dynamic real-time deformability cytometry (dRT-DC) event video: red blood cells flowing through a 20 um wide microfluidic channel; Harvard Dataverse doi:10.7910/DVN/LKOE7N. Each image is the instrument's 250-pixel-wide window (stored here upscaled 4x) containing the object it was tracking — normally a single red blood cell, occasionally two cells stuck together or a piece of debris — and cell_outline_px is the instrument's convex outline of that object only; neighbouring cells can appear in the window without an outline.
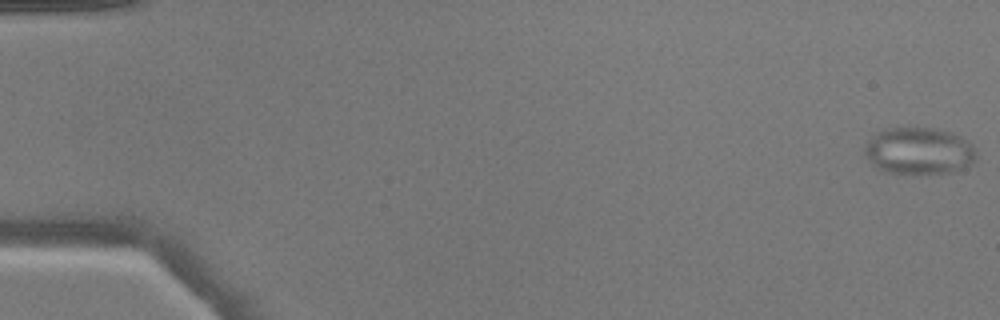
{"species": "common noctule bat (a hibernating species)", "species_latin": "Nyctalus noctula", "temperature_condition": "warm", "stored_images_in_passage": 51, "camera_frame_rate_fps": 3000, "um_per_image_px": 0.085, "animal": {"sex": "male", "body_mass_g": 17.9}, "frame": {"image": 1, "passage_image": 1, "time_ms": 0.0, "image_size_px": [1000, 320], "cell_outline_px": [[976, 160], [972, 164], [964, 168], [952, 172], [884, 172], [876, 168], [872, 164], [864, 152], [864, 148], [868, 140], [876, 132], [884, 128], [928, 128], [952, 132], [960, 136], [972, 144], [976, 152]], "centroid_in_image_um": [78.11, 12.81], "position_along_channel_um": 6.9, "area_um2": 30.35}}
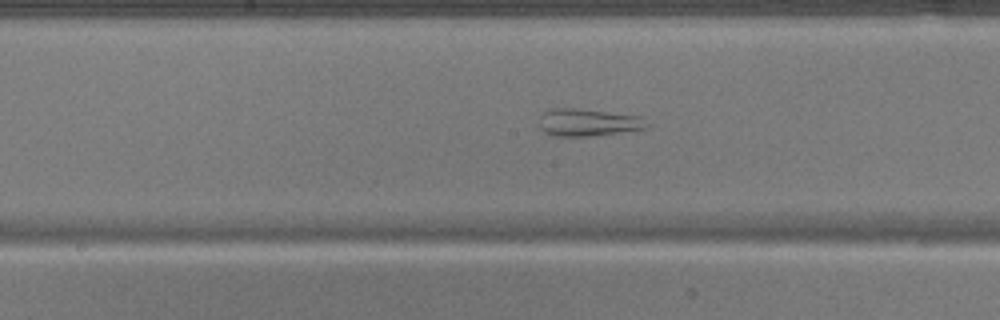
{"frame": {"image": 2, "passage_image": 27, "time_ms": 8.667, "image_size_px": [1000, 320], "cell_outline_px": [[648, 128], [588, 136], [548, 136], [540, 128], [540, 116], [544, 112], [552, 108], [576, 108], [640, 116]], "centroid_in_image_um": [49.89, 10.41], "position_along_channel_um": 198.3, "area_um2": 16.94}}
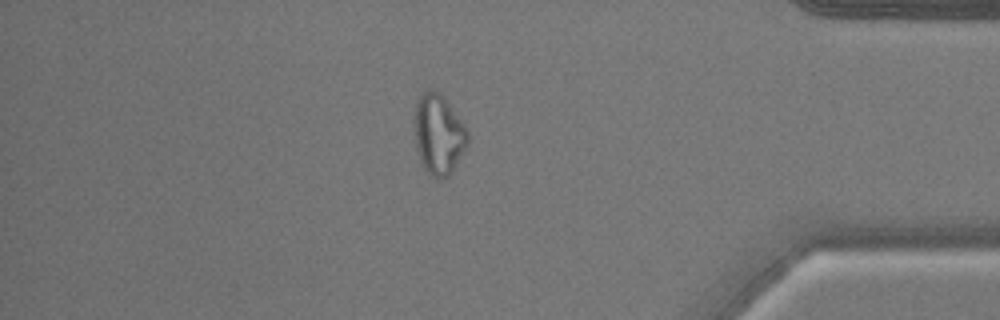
{"frame": {"image": 3, "passage_image": 44, "time_ms": 14.333, "image_size_px": [1000, 320], "cell_outline_px": [[468, 144], [448, 176], [440, 180], [436, 180], [424, 168], [416, 148], [416, 100], [428, 88], [436, 88], [444, 96], [468, 132]], "centroid_in_image_um": [37.28, 11.4], "position_along_channel_um": 397.9, "area_um2": 24.51}}